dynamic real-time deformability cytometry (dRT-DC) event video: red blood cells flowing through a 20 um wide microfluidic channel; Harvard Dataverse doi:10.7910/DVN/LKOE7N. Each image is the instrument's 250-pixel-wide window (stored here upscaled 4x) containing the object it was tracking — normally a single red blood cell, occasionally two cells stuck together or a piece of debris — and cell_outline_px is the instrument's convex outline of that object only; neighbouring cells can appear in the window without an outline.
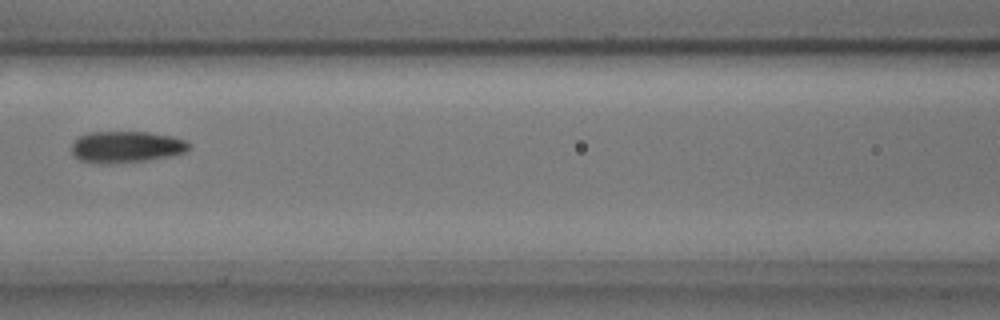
{"species": "common noctule bat (a hibernating species)", "species_latin": "Nyctalus noctula", "temperature_condition": "cold", "stored_images_in_passage": 8, "camera_frame_rate_fps": 3000, "um_per_image_px": 0.085, "animal": {"sex": "male", "body_mass_g": 17.9, "forearm_length_mm": 54.2}, "frame": {"image": 1, "passage_image": 4, "time_ms": 1.0, "image_size_px": [1000, 320], "cell_outline_px": [[192, 148], [184, 152], [172, 156], [144, 160], [108, 164], [100, 164], [80, 160], [72, 156], [72, 144], [80, 136], [88, 132], [148, 132], [172, 136], [184, 140], [192, 144]], "centroid_in_image_um": [10.74, 12.49], "position_along_channel_um": 155.9, "area_um2": 21.68}}
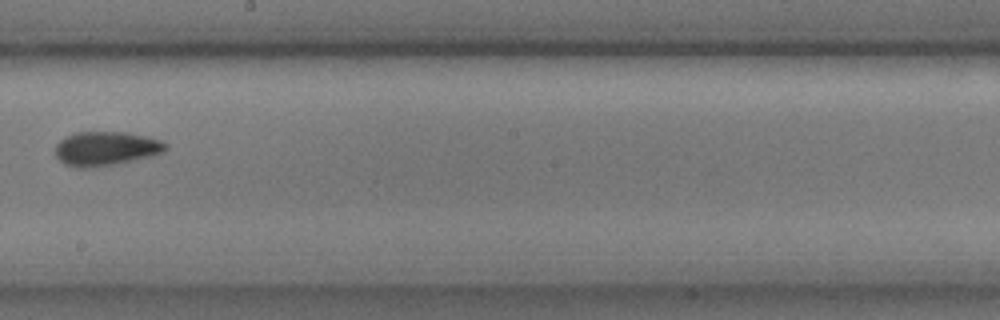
{"frame": {"image": 2, "passage_image": 6, "time_ms": 1.667, "image_size_px": [1000, 320], "cell_outline_px": [[168, 148], [164, 152], [152, 156], [116, 164], [88, 168], [80, 168], [64, 164], [56, 156], [56, 144], [60, 140], [76, 132], [128, 132], [160, 140], [168, 144]], "centroid_in_image_um": [9.03, 12.63], "position_along_channel_um": 239.2, "area_um2": 21.96}}
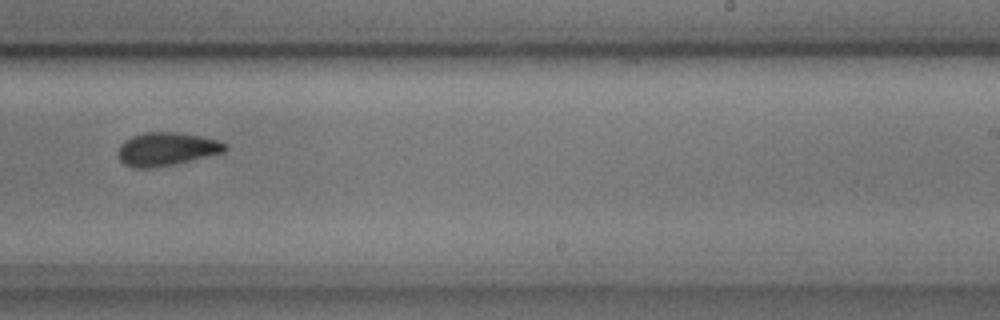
{"frame": {"image": 3, "passage_image": 7, "time_ms": 2.0, "image_size_px": [1000, 320], "cell_outline_px": [[228, 148], [224, 152], [176, 164], [152, 168], [132, 168], [124, 164], [120, 160], [116, 152], [120, 144], [124, 140], [140, 132], [172, 132], [200, 136], [216, 140], [228, 144]], "centroid_in_image_um": [14.11, 12.68], "position_along_channel_um": 274.9, "area_um2": 20.98}}